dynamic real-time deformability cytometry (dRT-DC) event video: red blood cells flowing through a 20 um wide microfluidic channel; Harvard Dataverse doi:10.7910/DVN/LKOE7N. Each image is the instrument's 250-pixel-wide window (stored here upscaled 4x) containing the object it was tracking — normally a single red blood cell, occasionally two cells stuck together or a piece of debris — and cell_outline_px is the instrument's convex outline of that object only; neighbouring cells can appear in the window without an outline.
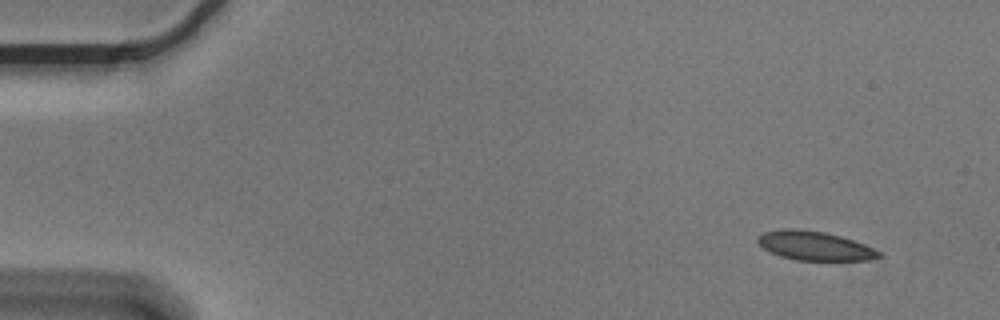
{"species": "Egyptian fruit bat (a non-hibernating species)", "species_latin": "Rousettus aegyptiacus", "temperature_condition": "cold", "stored_images_in_passage": 9, "camera_frame_rate_fps": 3000, "um_per_image_px": 0.085, "animal": {"sex": "male"}, "frame": {"image": 1, "passage_image": 1, "time_ms": 0.0, "image_size_px": [1000, 320], "cell_outline_px": [[880, 256], [868, 260], [796, 260], [780, 256], [764, 248], [756, 240], [756, 236], [764, 232], [784, 228], [796, 228], [824, 232], [840, 236], [864, 244], [880, 252]], "centroid_in_image_um": [69.2, 20.88], "position_along_channel_um": 15.8, "area_um2": 20.29}}
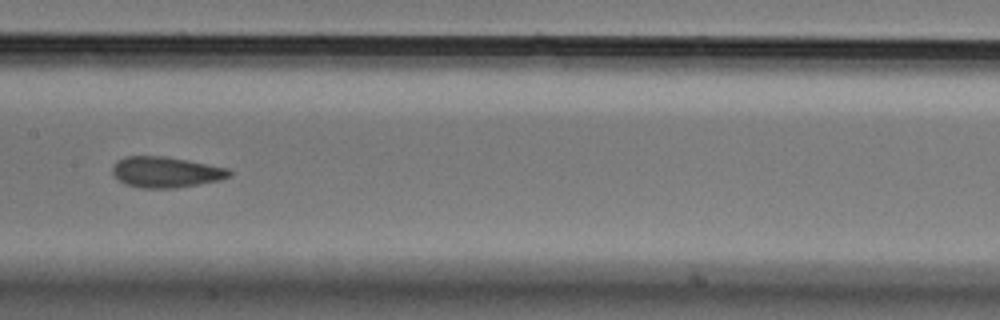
{"frame": {"image": 2, "passage_image": 7, "time_ms": 2.0, "image_size_px": [1000, 320], "cell_outline_px": [[232, 176], [220, 180], [176, 188], [140, 188], [124, 184], [112, 172], [112, 164], [116, 160], [124, 156], [164, 156], [188, 160], [228, 168], [232, 172]], "centroid_in_image_um": [14.09, 14.62], "position_along_channel_um": 193.3, "area_um2": 21.15}}
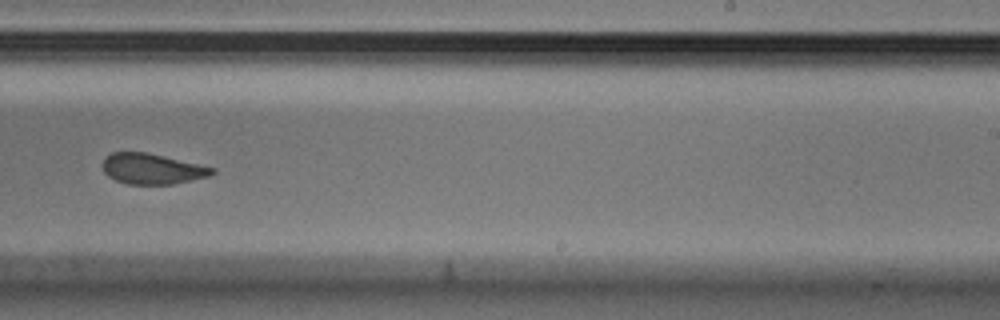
{"frame": {"image": 3, "passage_image": 9, "time_ms": 2.667, "image_size_px": [1000, 320], "cell_outline_px": [[216, 172], [208, 176], [172, 184], [128, 184], [116, 180], [108, 176], [104, 172], [100, 164], [104, 156], [112, 152], [148, 152], [216, 168]], "centroid_in_image_um": [12.88, 14.33], "position_along_channel_um": 276.1, "area_um2": 19.65}}